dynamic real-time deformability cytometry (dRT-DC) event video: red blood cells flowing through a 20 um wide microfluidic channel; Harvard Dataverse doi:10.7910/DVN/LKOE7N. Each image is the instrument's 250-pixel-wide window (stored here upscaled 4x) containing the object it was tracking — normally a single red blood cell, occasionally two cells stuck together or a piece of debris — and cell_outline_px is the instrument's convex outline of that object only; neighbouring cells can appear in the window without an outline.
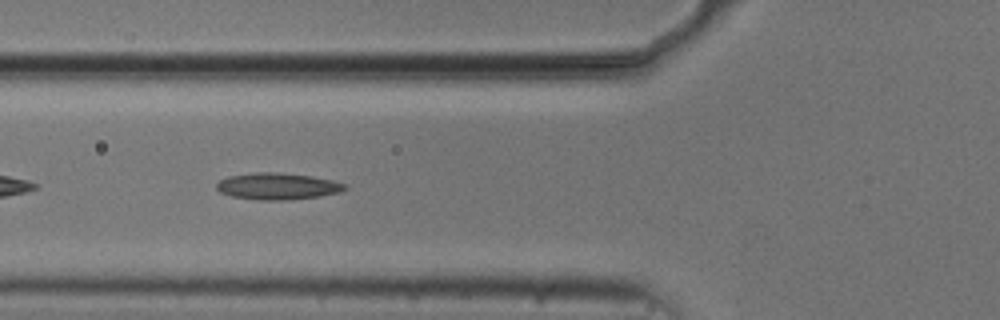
{"species": "common noctule bat (a hibernating species)", "species_latin": "Nyctalus noctula", "temperature_condition": "cold", "stored_images_in_passage": 36, "camera_frame_rate_fps": 3000, "um_per_image_px": 0.085, "animal": {"sex": "male", "body_mass_g": 20.5, "forearm_length_mm": 52.5}, "frame": {"image": 1, "passage_image": 5, "time_ms": 1.333, "image_size_px": [1000, 320], "cell_outline_px": [[348, 188], [340, 192], [320, 196], [288, 200], [256, 200], [232, 196], [220, 192], [216, 188], [216, 184], [220, 180], [228, 176], [256, 172], [276, 172], [312, 176], [332, 180], [348, 184]], "centroid_in_image_um": [23.61, 15.83], "position_along_channel_um": 102.2, "area_um2": 20.06}}
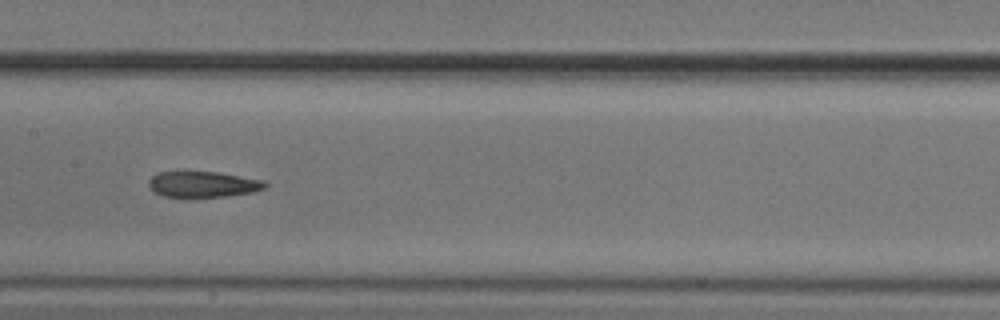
{"frame": {"image": 2, "passage_image": 12, "time_ms": 3.667, "image_size_px": [1000, 320], "cell_outline_px": [[268, 184], [264, 188], [252, 192], [228, 196], [164, 196], [152, 192], [148, 184], [148, 180], [156, 172], [220, 172], [264, 180]], "centroid_in_image_um": [17.25, 15.65], "position_along_channel_um": 190.2, "area_um2": 17.46}}
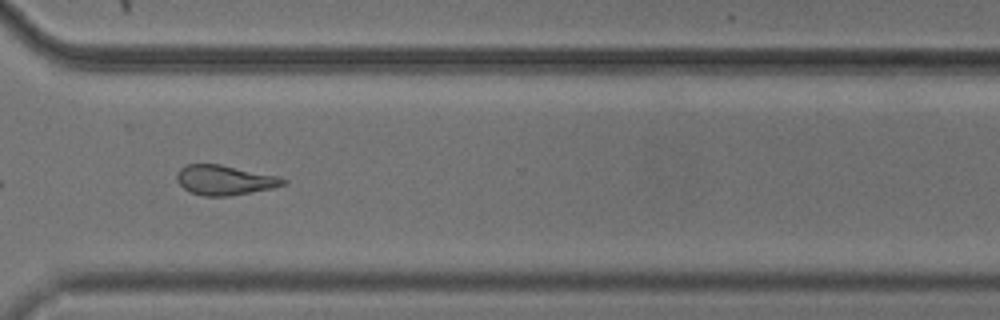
{"frame": {"image": 3, "passage_image": 25, "time_ms": 8.0, "image_size_px": [1000, 320], "cell_outline_px": [[288, 180], [284, 184], [272, 188], [228, 196], [204, 196], [192, 192], [184, 188], [176, 180], [176, 172], [180, 168], [188, 164], [220, 164], [276, 176]], "centroid_in_image_um": [19.05, 15.3], "position_along_channel_um": 351.6, "area_um2": 18.21}, "authors_computed_cell_mechanics": {"area_um2": 18.3226, "velocity_mm_per_s": 3.7425, "shape_relaxation_time_tau1_ms": null, "shape_relaxation_time_tau2_ms": 3.6728, "deformation_change_tau1": null, "deformation_change_tau2": 0.1262}}